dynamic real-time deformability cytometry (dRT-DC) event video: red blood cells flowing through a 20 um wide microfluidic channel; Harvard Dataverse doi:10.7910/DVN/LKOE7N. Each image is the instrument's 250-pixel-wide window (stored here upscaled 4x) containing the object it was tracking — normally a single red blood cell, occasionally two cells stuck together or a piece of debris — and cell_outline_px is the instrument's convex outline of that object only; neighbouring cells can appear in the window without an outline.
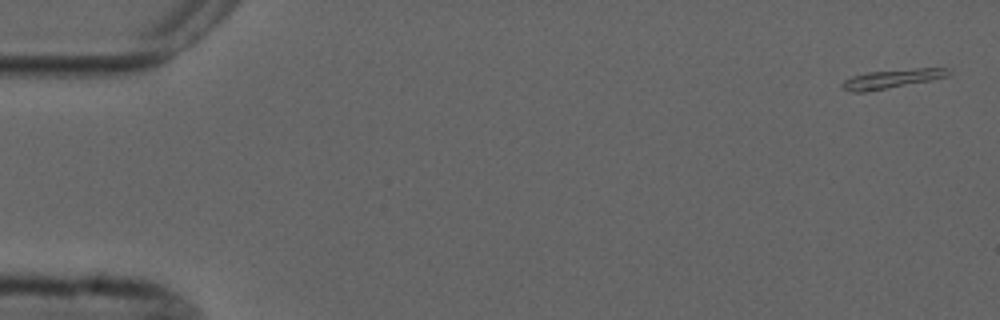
{"species": "common noctule bat (a hibernating species)", "species_latin": "Nyctalus noctula", "temperature_condition": "cold", "stored_images_in_passage": 3, "camera_frame_rate_fps": 3000, "um_per_image_px": 0.085, "animal": {"sex": "male", "forearm_length_mm": 52.5}, "frame": {"image": 1, "passage_image": 1, "time_ms": 0.0, "image_size_px": [1000, 320], "cell_outline_px": [[948, 76], [928, 80], [864, 92], [852, 92], [840, 88], [840, 84], [844, 80], [852, 76], [868, 72], [916, 68], [948, 68]], "centroid_in_image_um": [75.71, 6.69], "position_along_channel_um": 9.3, "area_um2": 11.39}}
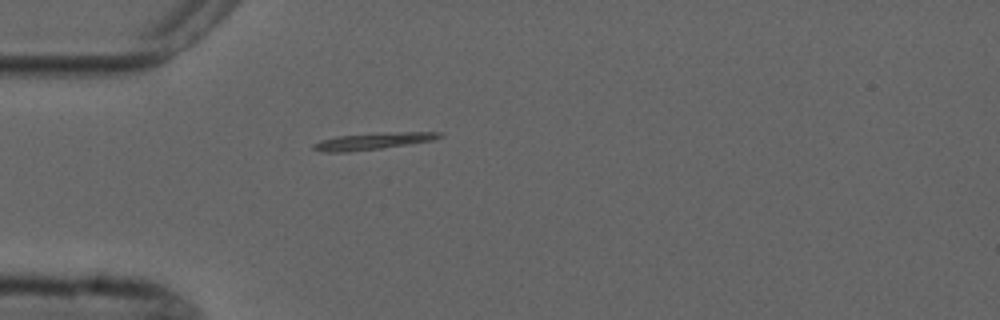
{"frame": {"image": 2, "passage_image": 3, "time_ms": 4.667, "image_size_px": [1000, 320], "cell_outline_px": [[444, 136], [432, 140], [380, 148], [348, 152], [324, 152], [312, 148], [312, 144], [320, 140], [336, 136], [400, 132], [440, 132]], "centroid_in_image_um": [31.64, 12.0], "position_along_channel_um": 53.4, "area_um2": 11.96}}